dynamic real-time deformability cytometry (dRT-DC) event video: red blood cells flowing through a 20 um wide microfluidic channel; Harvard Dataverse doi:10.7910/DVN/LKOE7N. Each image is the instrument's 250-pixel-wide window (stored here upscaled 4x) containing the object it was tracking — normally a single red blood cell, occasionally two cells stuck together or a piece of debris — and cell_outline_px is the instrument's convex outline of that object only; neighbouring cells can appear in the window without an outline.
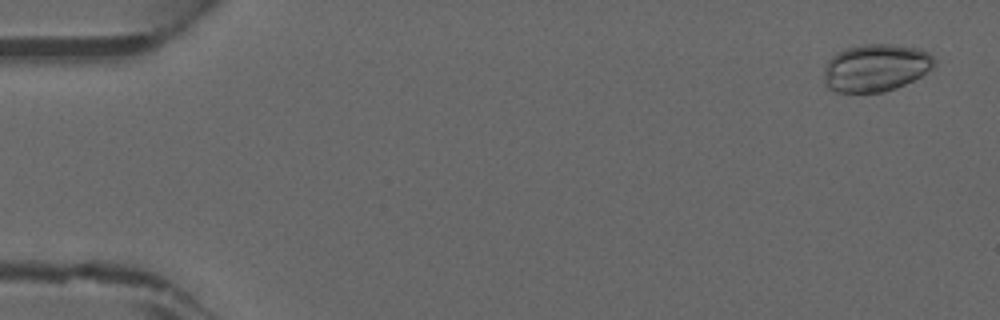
{"species": "common noctule bat (a hibernating species)", "species_latin": "Nyctalus noctula", "temperature_condition": "warm", "stored_images_in_passage": 9, "camera_frame_rate_fps": 3000, "um_per_image_px": 0.085, "animal": {"sex": "male", "forearm_length_mm": 52.5}, "frame": {"image": 1, "passage_image": 2, "time_ms": 0.333, "image_size_px": [1000, 320], "cell_outline_px": [[936, 68], [896, 88], [884, 92], [836, 92], [828, 88], [824, 84], [824, 68], [828, 60], [836, 52], [848, 48], [864, 44], [892, 44], [920, 48], [928, 52], [936, 60]], "centroid_in_image_um": [74.46, 5.76], "position_along_channel_um": 10.5, "area_um2": 30.87}}